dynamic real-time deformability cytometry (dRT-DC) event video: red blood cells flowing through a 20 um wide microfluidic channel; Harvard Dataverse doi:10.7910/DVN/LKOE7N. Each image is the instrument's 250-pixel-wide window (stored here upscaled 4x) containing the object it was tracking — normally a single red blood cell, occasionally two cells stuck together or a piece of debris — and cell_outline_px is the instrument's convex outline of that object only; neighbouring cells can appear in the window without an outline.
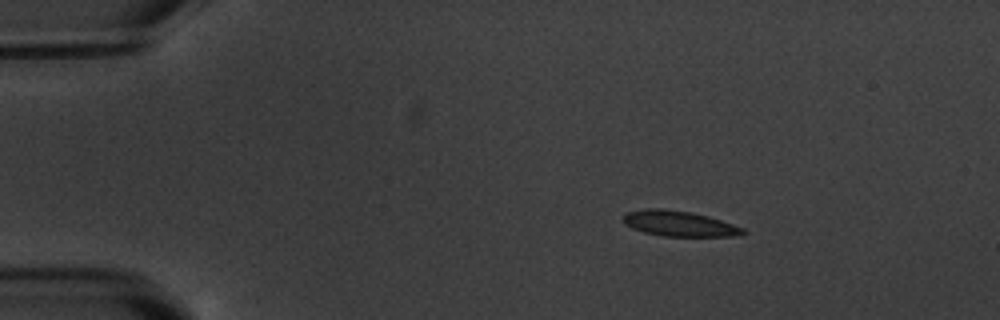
{"species": "common noctule bat (a hibernating species)", "species_latin": "Nyctalus noctula", "temperature_condition": "warm", "stored_images_in_passage": 3, "camera_frame_rate_fps": 3000, "um_per_image_px": 0.085, "animal": {"sex": "male", "body_mass_g": 20.1, "forearm_length_mm": 53.5}, "frame": {"image": 1, "passage_image": 1, "time_ms": 0.0, "image_size_px": [1000, 320], "cell_outline_px": [[748, 232], [732, 236], [664, 236], [644, 232], [632, 228], [624, 224], [620, 216], [624, 212], [644, 208], [660, 208], [692, 212], [708, 216], [744, 228]], "centroid_in_image_um": [57.64, 18.99], "position_along_channel_um": 27.4, "area_um2": 17.92}}